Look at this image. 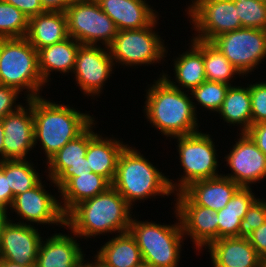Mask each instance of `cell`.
I'll return each mask as SVG.
<instances>
[{"label":"cell","mask_w":266,"mask_h":267,"mask_svg":"<svg viewBox=\"0 0 266 267\" xmlns=\"http://www.w3.org/2000/svg\"><path fill=\"white\" fill-rule=\"evenodd\" d=\"M80 45L75 39L68 37L62 42L37 51L38 67L44 83L48 82L51 71H61L62 73L73 71Z\"/></svg>","instance_id":"484cf974"},{"label":"cell","mask_w":266,"mask_h":267,"mask_svg":"<svg viewBox=\"0 0 266 267\" xmlns=\"http://www.w3.org/2000/svg\"><path fill=\"white\" fill-rule=\"evenodd\" d=\"M252 124L266 122V82L249 85Z\"/></svg>","instance_id":"8d00e7d4"},{"label":"cell","mask_w":266,"mask_h":267,"mask_svg":"<svg viewBox=\"0 0 266 267\" xmlns=\"http://www.w3.org/2000/svg\"><path fill=\"white\" fill-rule=\"evenodd\" d=\"M246 133L266 155V122L252 124Z\"/></svg>","instance_id":"60d3db41"},{"label":"cell","mask_w":266,"mask_h":267,"mask_svg":"<svg viewBox=\"0 0 266 267\" xmlns=\"http://www.w3.org/2000/svg\"><path fill=\"white\" fill-rule=\"evenodd\" d=\"M134 267H154V266L151 265L149 262H146V261L142 260L140 263H138Z\"/></svg>","instance_id":"c3c4849f"},{"label":"cell","mask_w":266,"mask_h":267,"mask_svg":"<svg viewBox=\"0 0 266 267\" xmlns=\"http://www.w3.org/2000/svg\"><path fill=\"white\" fill-rule=\"evenodd\" d=\"M26 101L29 105L27 109L21 106L2 118L4 160L27 159L28 151L35 145L32 98Z\"/></svg>","instance_id":"e0dca14e"},{"label":"cell","mask_w":266,"mask_h":267,"mask_svg":"<svg viewBox=\"0 0 266 267\" xmlns=\"http://www.w3.org/2000/svg\"><path fill=\"white\" fill-rule=\"evenodd\" d=\"M80 267H93L89 262H87L86 264H83Z\"/></svg>","instance_id":"681fc988"},{"label":"cell","mask_w":266,"mask_h":267,"mask_svg":"<svg viewBox=\"0 0 266 267\" xmlns=\"http://www.w3.org/2000/svg\"><path fill=\"white\" fill-rule=\"evenodd\" d=\"M266 222V202L257 199L241 220L238 237L247 238L255 229Z\"/></svg>","instance_id":"d590c367"},{"label":"cell","mask_w":266,"mask_h":267,"mask_svg":"<svg viewBox=\"0 0 266 267\" xmlns=\"http://www.w3.org/2000/svg\"><path fill=\"white\" fill-rule=\"evenodd\" d=\"M14 195L8 183V177L0 169V209L7 211V206L12 205Z\"/></svg>","instance_id":"b9f144b4"},{"label":"cell","mask_w":266,"mask_h":267,"mask_svg":"<svg viewBox=\"0 0 266 267\" xmlns=\"http://www.w3.org/2000/svg\"><path fill=\"white\" fill-rule=\"evenodd\" d=\"M112 184L103 176L94 172L87 174H73L58 190L63 204H60L66 216L76 205L87 199L105 192Z\"/></svg>","instance_id":"cb8c5ba5"},{"label":"cell","mask_w":266,"mask_h":267,"mask_svg":"<svg viewBox=\"0 0 266 267\" xmlns=\"http://www.w3.org/2000/svg\"><path fill=\"white\" fill-rule=\"evenodd\" d=\"M92 122L80 135L65 144L48 161L49 178L58 189L73 174H87L91 172L85 157L89 141L97 134L91 128Z\"/></svg>","instance_id":"5bb4252c"},{"label":"cell","mask_w":266,"mask_h":267,"mask_svg":"<svg viewBox=\"0 0 266 267\" xmlns=\"http://www.w3.org/2000/svg\"><path fill=\"white\" fill-rule=\"evenodd\" d=\"M239 188L233 180L220 174L214 178L194 181L182 191L196 205L219 211L227 205Z\"/></svg>","instance_id":"44dd1931"},{"label":"cell","mask_w":266,"mask_h":267,"mask_svg":"<svg viewBox=\"0 0 266 267\" xmlns=\"http://www.w3.org/2000/svg\"><path fill=\"white\" fill-rule=\"evenodd\" d=\"M44 242L40 243L35 267H80L83 264L82 249L73 237L59 233Z\"/></svg>","instance_id":"7402d4cb"},{"label":"cell","mask_w":266,"mask_h":267,"mask_svg":"<svg viewBox=\"0 0 266 267\" xmlns=\"http://www.w3.org/2000/svg\"><path fill=\"white\" fill-rule=\"evenodd\" d=\"M24 223H12L3 228L0 259L21 265H36L39 246L42 241L38 229Z\"/></svg>","instance_id":"2e32d148"},{"label":"cell","mask_w":266,"mask_h":267,"mask_svg":"<svg viewBox=\"0 0 266 267\" xmlns=\"http://www.w3.org/2000/svg\"><path fill=\"white\" fill-rule=\"evenodd\" d=\"M11 207L24 220L65 226V215L60 202L45 191L41 181L35 187L15 196Z\"/></svg>","instance_id":"ac0fdd59"},{"label":"cell","mask_w":266,"mask_h":267,"mask_svg":"<svg viewBox=\"0 0 266 267\" xmlns=\"http://www.w3.org/2000/svg\"><path fill=\"white\" fill-rule=\"evenodd\" d=\"M18 91L16 88L0 84V119L7 114L17 111L22 105L13 106L18 98ZM13 107L15 109H13Z\"/></svg>","instance_id":"74e56055"},{"label":"cell","mask_w":266,"mask_h":267,"mask_svg":"<svg viewBox=\"0 0 266 267\" xmlns=\"http://www.w3.org/2000/svg\"><path fill=\"white\" fill-rule=\"evenodd\" d=\"M173 138L178 139L180 162L185 172V176L181 177L178 185L177 182L173 184L174 182L169 180L173 192L182 191L194 181L220 176L216 171L218 161L215 145L209 134L198 131Z\"/></svg>","instance_id":"ba28073f"},{"label":"cell","mask_w":266,"mask_h":267,"mask_svg":"<svg viewBox=\"0 0 266 267\" xmlns=\"http://www.w3.org/2000/svg\"><path fill=\"white\" fill-rule=\"evenodd\" d=\"M6 3L12 4L28 18L36 16L45 12L40 0H2Z\"/></svg>","instance_id":"ab89813d"},{"label":"cell","mask_w":266,"mask_h":267,"mask_svg":"<svg viewBox=\"0 0 266 267\" xmlns=\"http://www.w3.org/2000/svg\"><path fill=\"white\" fill-rule=\"evenodd\" d=\"M0 84L20 92L29 90L27 99L40 97L45 83L38 67V52L26 37L0 38Z\"/></svg>","instance_id":"5b68a950"},{"label":"cell","mask_w":266,"mask_h":267,"mask_svg":"<svg viewBox=\"0 0 266 267\" xmlns=\"http://www.w3.org/2000/svg\"><path fill=\"white\" fill-rule=\"evenodd\" d=\"M174 83L163 73L148 89L144 109L150 123L171 138L198 132L194 102Z\"/></svg>","instance_id":"6da1fadb"},{"label":"cell","mask_w":266,"mask_h":267,"mask_svg":"<svg viewBox=\"0 0 266 267\" xmlns=\"http://www.w3.org/2000/svg\"><path fill=\"white\" fill-rule=\"evenodd\" d=\"M176 217L184 235H190L195 246L201 249L218 240L217 211L196 205L183 191L177 192Z\"/></svg>","instance_id":"7c38bea8"},{"label":"cell","mask_w":266,"mask_h":267,"mask_svg":"<svg viewBox=\"0 0 266 267\" xmlns=\"http://www.w3.org/2000/svg\"><path fill=\"white\" fill-rule=\"evenodd\" d=\"M250 187H240L227 205L217 211L218 239L238 237L241 220L250 206L257 200Z\"/></svg>","instance_id":"83f0119b"},{"label":"cell","mask_w":266,"mask_h":267,"mask_svg":"<svg viewBox=\"0 0 266 267\" xmlns=\"http://www.w3.org/2000/svg\"><path fill=\"white\" fill-rule=\"evenodd\" d=\"M7 217H8L7 211L0 209V245H1V237H2L3 228L10 220Z\"/></svg>","instance_id":"ee69618b"},{"label":"cell","mask_w":266,"mask_h":267,"mask_svg":"<svg viewBox=\"0 0 266 267\" xmlns=\"http://www.w3.org/2000/svg\"><path fill=\"white\" fill-rule=\"evenodd\" d=\"M128 231L138 244L143 261L154 267H177L184 238L181 223L170 226L131 218Z\"/></svg>","instance_id":"8992f818"},{"label":"cell","mask_w":266,"mask_h":267,"mask_svg":"<svg viewBox=\"0 0 266 267\" xmlns=\"http://www.w3.org/2000/svg\"><path fill=\"white\" fill-rule=\"evenodd\" d=\"M244 28L266 30V3L260 0H234Z\"/></svg>","instance_id":"e575fe53"},{"label":"cell","mask_w":266,"mask_h":267,"mask_svg":"<svg viewBox=\"0 0 266 267\" xmlns=\"http://www.w3.org/2000/svg\"><path fill=\"white\" fill-rule=\"evenodd\" d=\"M67 33L82 45L101 41L108 47L118 29L96 0H72L66 8Z\"/></svg>","instance_id":"52a82bcc"},{"label":"cell","mask_w":266,"mask_h":267,"mask_svg":"<svg viewBox=\"0 0 266 267\" xmlns=\"http://www.w3.org/2000/svg\"><path fill=\"white\" fill-rule=\"evenodd\" d=\"M44 11L65 12L72 0H40Z\"/></svg>","instance_id":"7bdbcfd3"},{"label":"cell","mask_w":266,"mask_h":267,"mask_svg":"<svg viewBox=\"0 0 266 267\" xmlns=\"http://www.w3.org/2000/svg\"><path fill=\"white\" fill-rule=\"evenodd\" d=\"M36 265H21L8 260L0 259V267H35Z\"/></svg>","instance_id":"f6af8a7d"},{"label":"cell","mask_w":266,"mask_h":267,"mask_svg":"<svg viewBox=\"0 0 266 267\" xmlns=\"http://www.w3.org/2000/svg\"><path fill=\"white\" fill-rule=\"evenodd\" d=\"M230 85L221 82L204 81L191 90V94L201 107L219 112Z\"/></svg>","instance_id":"836d02e7"},{"label":"cell","mask_w":266,"mask_h":267,"mask_svg":"<svg viewBox=\"0 0 266 267\" xmlns=\"http://www.w3.org/2000/svg\"><path fill=\"white\" fill-rule=\"evenodd\" d=\"M131 206L111 186L105 192L76 205L66 216L65 226L73 235L96 236L102 233H124L129 230Z\"/></svg>","instance_id":"7a4b0ae2"},{"label":"cell","mask_w":266,"mask_h":267,"mask_svg":"<svg viewBox=\"0 0 266 267\" xmlns=\"http://www.w3.org/2000/svg\"><path fill=\"white\" fill-rule=\"evenodd\" d=\"M126 146L119 140L102 138L96 134L89 141L85 156L91 172L105 177L112 184L119 156Z\"/></svg>","instance_id":"d4e9b609"},{"label":"cell","mask_w":266,"mask_h":267,"mask_svg":"<svg viewBox=\"0 0 266 267\" xmlns=\"http://www.w3.org/2000/svg\"><path fill=\"white\" fill-rule=\"evenodd\" d=\"M95 258H96V260H94V261H96V262H94V263L92 262L91 263V265L93 267H108L105 264H103L96 256H95Z\"/></svg>","instance_id":"7dc6e473"},{"label":"cell","mask_w":266,"mask_h":267,"mask_svg":"<svg viewBox=\"0 0 266 267\" xmlns=\"http://www.w3.org/2000/svg\"><path fill=\"white\" fill-rule=\"evenodd\" d=\"M67 106L52 103L41 96L32 98L34 142L36 146L37 140H41L47 160L94 121L90 115Z\"/></svg>","instance_id":"3957f363"},{"label":"cell","mask_w":266,"mask_h":267,"mask_svg":"<svg viewBox=\"0 0 266 267\" xmlns=\"http://www.w3.org/2000/svg\"><path fill=\"white\" fill-rule=\"evenodd\" d=\"M188 8L197 36L211 42L215 37L243 28L234 0H194Z\"/></svg>","instance_id":"8fae6325"},{"label":"cell","mask_w":266,"mask_h":267,"mask_svg":"<svg viewBox=\"0 0 266 267\" xmlns=\"http://www.w3.org/2000/svg\"><path fill=\"white\" fill-rule=\"evenodd\" d=\"M3 139H4V129H3L2 119H0V154H1V158H2V159H0V162L4 161Z\"/></svg>","instance_id":"bcb514c9"},{"label":"cell","mask_w":266,"mask_h":267,"mask_svg":"<svg viewBox=\"0 0 266 267\" xmlns=\"http://www.w3.org/2000/svg\"><path fill=\"white\" fill-rule=\"evenodd\" d=\"M98 45H80L77 50L73 72L84 95L100 94L103 83L109 78L114 65L109 48ZM92 94V95H90Z\"/></svg>","instance_id":"4fadbf2b"},{"label":"cell","mask_w":266,"mask_h":267,"mask_svg":"<svg viewBox=\"0 0 266 267\" xmlns=\"http://www.w3.org/2000/svg\"><path fill=\"white\" fill-rule=\"evenodd\" d=\"M240 139L225 157L232 173L230 178L240 187H250L249 184L266 177V155L257 147L246 132L240 133Z\"/></svg>","instance_id":"9a60e30c"},{"label":"cell","mask_w":266,"mask_h":267,"mask_svg":"<svg viewBox=\"0 0 266 267\" xmlns=\"http://www.w3.org/2000/svg\"><path fill=\"white\" fill-rule=\"evenodd\" d=\"M207 247L214 267H265L248 238L223 237Z\"/></svg>","instance_id":"d6986e66"},{"label":"cell","mask_w":266,"mask_h":267,"mask_svg":"<svg viewBox=\"0 0 266 267\" xmlns=\"http://www.w3.org/2000/svg\"><path fill=\"white\" fill-rule=\"evenodd\" d=\"M33 165L26 159L4 160L0 169L8 177V183L15 196L35 187L41 180Z\"/></svg>","instance_id":"1f68e13d"},{"label":"cell","mask_w":266,"mask_h":267,"mask_svg":"<svg viewBox=\"0 0 266 267\" xmlns=\"http://www.w3.org/2000/svg\"><path fill=\"white\" fill-rule=\"evenodd\" d=\"M155 19L149 26L138 30H120L108 46L111 58L115 63L126 66L152 64L165 57L166 49L162 39L152 28ZM153 31V32H152Z\"/></svg>","instance_id":"9c48e42d"},{"label":"cell","mask_w":266,"mask_h":267,"mask_svg":"<svg viewBox=\"0 0 266 267\" xmlns=\"http://www.w3.org/2000/svg\"><path fill=\"white\" fill-rule=\"evenodd\" d=\"M96 257L108 267H134L143 260L138 244L129 231L106 242Z\"/></svg>","instance_id":"4316f807"},{"label":"cell","mask_w":266,"mask_h":267,"mask_svg":"<svg viewBox=\"0 0 266 267\" xmlns=\"http://www.w3.org/2000/svg\"><path fill=\"white\" fill-rule=\"evenodd\" d=\"M191 42V50L174 61L175 80L188 91L206 81L203 47L195 39Z\"/></svg>","instance_id":"f1b7e54d"},{"label":"cell","mask_w":266,"mask_h":267,"mask_svg":"<svg viewBox=\"0 0 266 267\" xmlns=\"http://www.w3.org/2000/svg\"><path fill=\"white\" fill-rule=\"evenodd\" d=\"M118 31L138 30L149 26L158 15L145 0H96Z\"/></svg>","instance_id":"ffe728a7"},{"label":"cell","mask_w":266,"mask_h":267,"mask_svg":"<svg viewBox=\"0 0 266 267\" xmlns=\"http://www.w3.org/2000/svg\"><path fill=\"white\" fill-rule=\"evenodd\" d=\"M29 18L12 4L0 0V38L26 37Z\"/></svg>","instance_id":"d6a6232c"},{"label":"cell","mask_w":266,"mask_h":267,"mask_svg":"<svg viewBox=\"0 0 266 267\" xmlns=\"http://www.w3.org/2000/svg\"><path fill=\"white\" fill-rule=\"evenodd\" d=\"M211 43L241 72H251L266 57V30L240 28L215 37Z\"/></svg>","instance_id":"30bf717a"},{"label":"cell","mask_w":266,"mask_h":267,"mask_svg":"<svg viewBox=\"0 0 266 267\" xmlns=\"http://www.w3.org/2000/svg\"><path fill=\"white\" fill-rule=\"evenodd\" d=\"M219 114L227 123L240 124L243 126L241 132H246L252 125L249 87L230 85Z\"/></svg>","instance_id":"f546056e"},{"label":"cell","mask_w":266,"mask_h":267,"mask_svg":"<svg viewBox=\"0 0 266 267\" xmlns=\"http://www.w3.org/2000/svg\"><path fill=\"white\" fill-rule=\"evenodd\" d=\"M169 180L135 148L126 146L119 156L112 186L131 206L132 202L152 195L175 193Z\"/></svg>","instance_id":"277c9868"},{"label":"cell","mask_w":266,"mask_h":267,"mask_svg":"<svg viewBox=\"0 0 266 267\" xmlns=\"http://www.w3.org/2000/svg\"><path fill=\"white\" fill-rule=\"evenodd\" d=\"M68 37L65 12L45 11L29 18L26 38L37 51Z\"/></svg>","instance_id":"603a6c76"},{"label":"cell","mask_w":266,"mask_h":267,"mask_svg":"<svg viewBox=\"0 0 266 267\" xmlns=\"http://www.w3.org/2000/svg\"><path fill=\"white\" fill-rule=\"evenodd\" d=\"M247 238L259 257L266 262V222L255 229Z\"/></svg>","instance_id":"f35d334b"},{"label":"cell","mask_w":266,"mask_h":267,"mask_svg":"<svg viewBox=\"0 0 266 267\" xmlns=\"http://www.w3.org/2000/svg\"><path fill=\"white\" fill-rule=\"evenodd\" d=\"M203 47L206 80L230 85L235 74H241L211 42L195 39Z\"/></svg>","instance_id":"4dcf8cb0"}]
</instances>
